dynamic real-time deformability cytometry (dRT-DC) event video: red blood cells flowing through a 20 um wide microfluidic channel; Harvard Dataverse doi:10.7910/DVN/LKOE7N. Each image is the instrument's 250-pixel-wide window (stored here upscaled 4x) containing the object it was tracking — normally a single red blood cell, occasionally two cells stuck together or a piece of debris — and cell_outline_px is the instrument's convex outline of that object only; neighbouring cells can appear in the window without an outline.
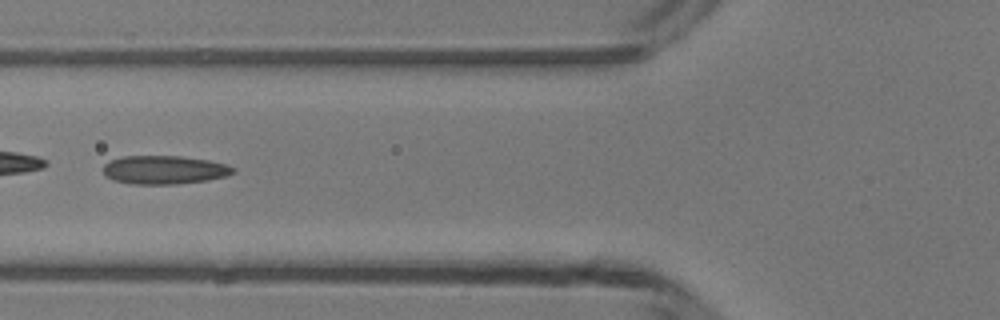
{"species": "common noctule bat (a hibernating species)", "species_latin": "Nyctalus noctula", "temperature_condition": "room temperature", "stored_images_in_passage": 8, "camera_frame_rate_fps": 3000, "um_per_image_px": 0.085, "animal": {"sex": "male", "body_mass_g": 13.3}, "frame": {"image": 1, "passage_image": 6, "time_ms": 6.0, "image_size_px": [1000, 320], "cell_outline_px": [[236, 172], [224, 176], [208, 180], [176, 184], [128, 184], [112, 180], [104, 176], [104, 164], [108, 160], [124, 156], [180, 156], [208, 160], [228, 164], [236, 168]], "centroid_in_image_um": [13.95, 14.44], "position_along_channel_um": 111.9, "area_um2": 21.85}}
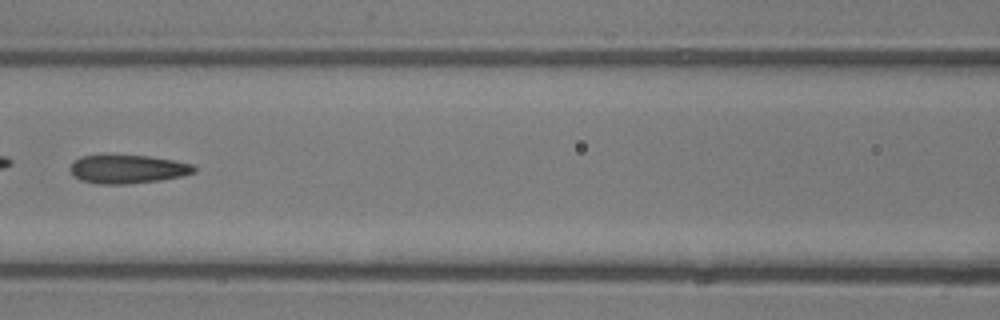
{"frame": {"image": 2, "passage_image": 7, "time_ms": 7.0, "image_size_px": [1000, 320], "cell_outline_px": [[196, 172], [180, 176], [160, 180], [124, 184], [96, 184], [80, 180], [72, 176], [68, 168], [80, 156], [148, 156], [172, 160], [192, 164], [196, 168]], "centroid_in_image_um": [10.81, 14.39], "position_along_channel_um": 155.8, "area_um2": 20.4}}
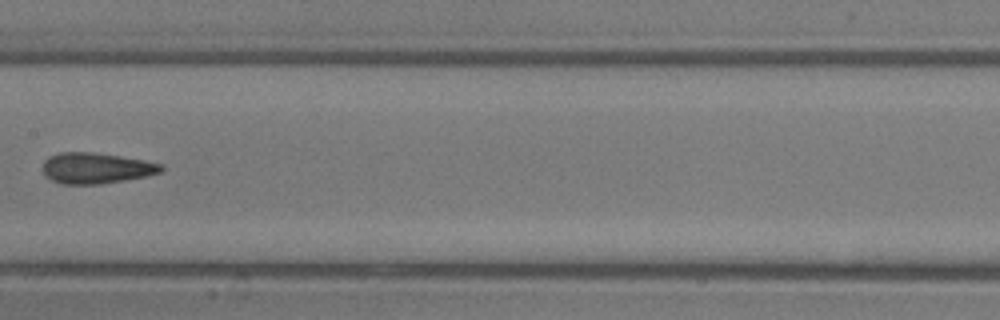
{"frame": {"image": 3, "passage_image": 8, "time_ms": 8.0, "image_size_px": [1000, 320], "cell_outline_px": [[164, 168], [160, 172], [148, 176], [100, 184], [60, 184], [52, 180], [44, 172], [44, 160], [48, 156], [60, 152], [92, 152], [120, 156], [144, 160], [164, 164]], "centroid_in_image_um": [8.19, 14.28], "position_along_channel_um": 199.2, "area_um2": 21.27}}